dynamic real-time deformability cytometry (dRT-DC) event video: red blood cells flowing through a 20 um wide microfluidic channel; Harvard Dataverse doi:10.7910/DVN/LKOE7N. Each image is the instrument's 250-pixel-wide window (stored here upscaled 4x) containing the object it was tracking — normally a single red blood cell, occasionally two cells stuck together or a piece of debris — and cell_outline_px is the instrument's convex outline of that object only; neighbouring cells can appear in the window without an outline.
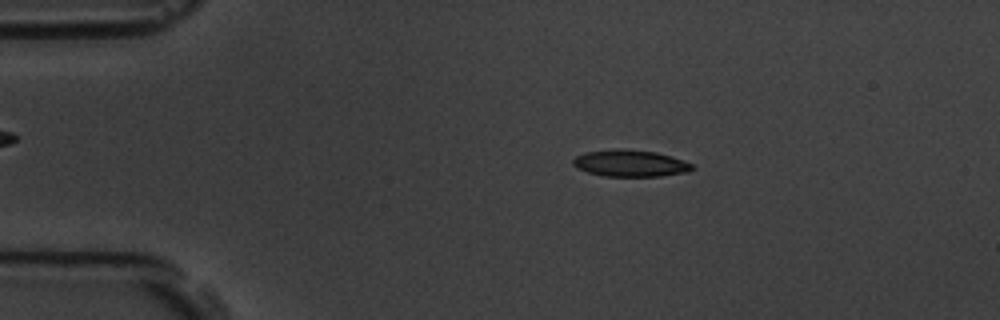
{"species": "common noctule bat (a hibernating species)", "species_latin": "Nyctalus noctula", "temperature_condition": "room temperature", "stored_images_in_passage": 55, "camera_frame_rate_fps": 3000, "um_per_image_px": 0.085, "animal": {"sex": "male", "body_mass_g": 19.5, "forearm_length_mm": 54.6}, "frame": {"image": 1, "passage_image": 10, "time_ms": 3.0, "image_size_px": [1000, 320], "cell_outline_px": [[692, 168], [688, 172], [660, 176], [604, 176], [588, 172], [572, 164], [572, 160], [576, 156], [584, 152], [616, 148], [624, 148], [656, 152], [672, 156], [692, 164]], "centroid_in_image_um": [53.55, 13.86], "position_along_channel_um": 31.4, "area_um2": 18.55}}
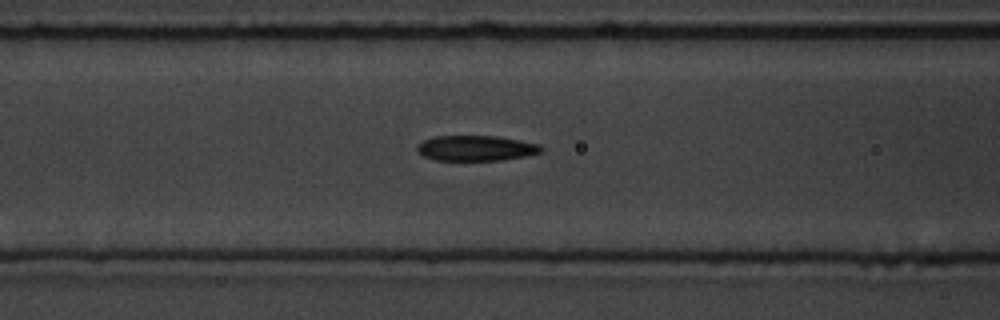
{"frame": {"image": 2, "passage_image": 22, "time_ms": 7.0, "image_size_px": [1000, 320], "cell_outline_px": [[544, 148], [540, 152], [524, 156], [500, 160], [436, 160], [424, 156], [416, 148], [424, 140], [432, 136], [496, 136], [520, 140], [540, 144]], "centroid_in_image_um": [40.48, 12.58], "position_along_channel_um": 126.1, "area_um2": 18.15}}
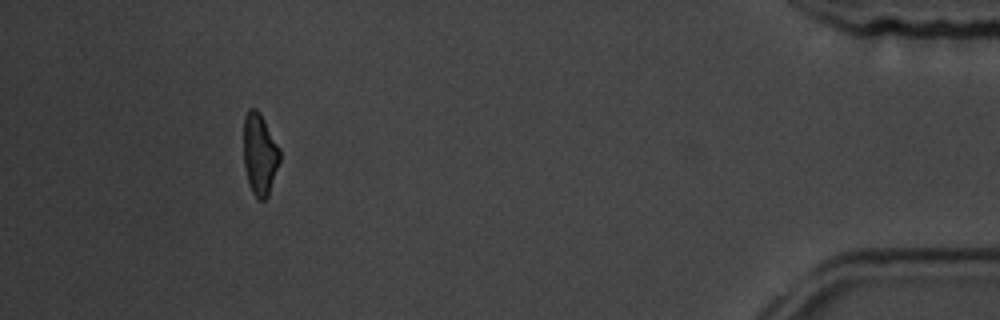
{"frame": {"image": 3, "passage_image": 51, "time_ms": 16.667, "image_size_px": [1000, 320], "cell_outline_px": [[280, 160], [268, 196], [264, 200], [260, 200], [252, 192], [248, 184], [244, 164], [244, 116], [248, 108], [256, 108], [260, 112], [280, 148]], "centroid_in_image_um": [22.07, 13.08], "position_along_channel_um": 413.1, "area_um2": 17.28}, "authors_computed_cell_mechanics": {"area_um2": 18.5538, "velocity_mm_per_s": 3.6281, "shape_relaxation_time_tau1_ms": 3.7729, "shape_relaxation_time_tau2_ms": 5.8635, "deformation_change_tau1": 0.1419, "deformation_change_tau2": 0.1441}}